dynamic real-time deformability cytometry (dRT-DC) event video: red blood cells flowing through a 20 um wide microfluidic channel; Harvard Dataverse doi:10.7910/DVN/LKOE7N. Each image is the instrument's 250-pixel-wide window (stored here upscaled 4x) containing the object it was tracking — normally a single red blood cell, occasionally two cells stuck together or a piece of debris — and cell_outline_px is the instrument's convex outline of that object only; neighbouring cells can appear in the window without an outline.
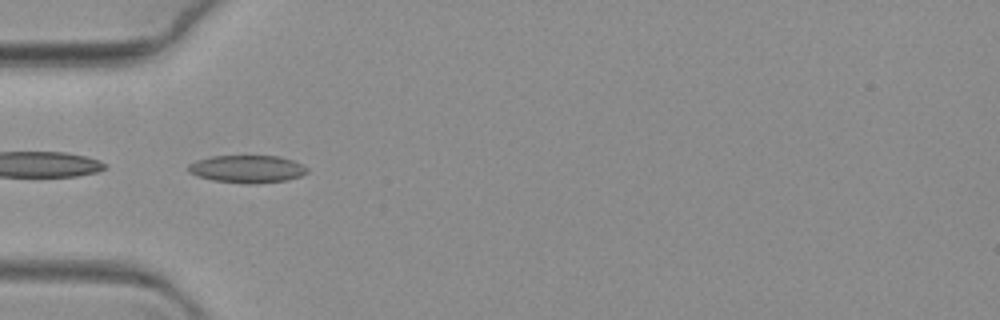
{"species": "common noctule bat (a hibernating species)", "species_latin": "Nyctalus noctula", "temperature_condition": "warm", "stored_images_in_passage": 46, "camera_frame_rate_fps": 3000, "um_per_image_px": 0.085, "animal": {"sex": "female", "body_mass_g": 19.3, "forearm_length_mm": 54.1}, "frame": {"image": 1, "passage_image": 1, "time_ms": 0.0, "image_size_px": [1000, 320], "cell_outline_px": [[308, 172], [300, 176], [288, 180], [256, 184], [248, 184], [212, 180], [196, 176], [188, 172], [188, 164], [196, 160], [212, 156], [280, 156], [292, 160], [308, 168]], "centroid_in_image_um": [20.99, 14.37], "position_along_channel_um": 64.0, "area_um2": 19.25}}
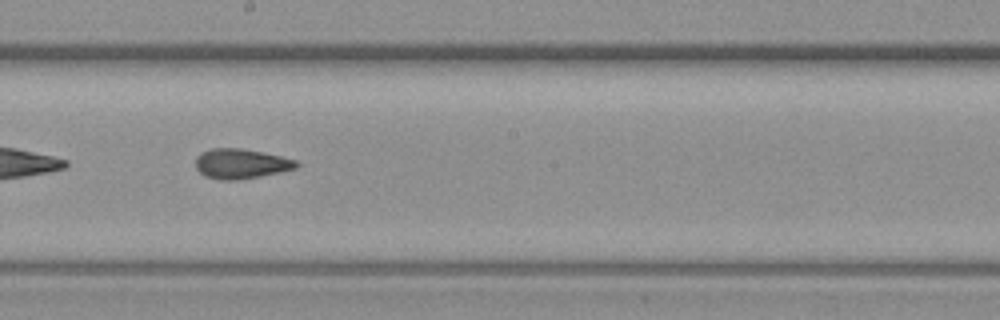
{"frame": {"image": 2, "passage_image": 17, "time_ms": 5.333, "image_size_px": [1000, 320], "cell_outline_px": [[300, 164], [296, 168], [280, 172], [260, 176], [236, 180], [220, 180], [204, 176], [196, 168], [196, 156], [200, 152], [212, 148], [240, 148], [264, 152], [296, 160]], "centroid_in_image_um": [20.46, 13.91], "position_along_channel_um": 227.7, "area_um2": 17.63}}
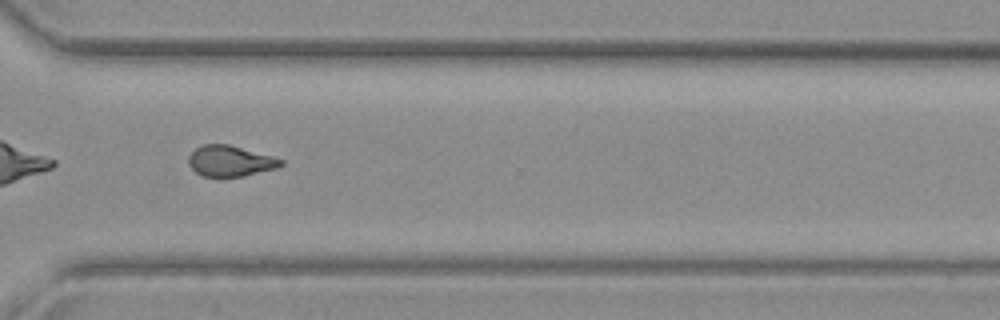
{"frame": {"image": 3, "passage_image": 29, "time_ms": 9.333, "image_size_px": [1000, 320], "cell_outline_px": [[284, 164], [276, 168], [244, 176], [220, 180], [200, 176], [188, 164], [188, 156], [196, 148], [204, 144], [228, 144], [272, 156], [284, 160]], "centroid_in_image_um": [19.53, 13.73], "position_along_channel_um": 351.1, "area_um2": 17.11}}